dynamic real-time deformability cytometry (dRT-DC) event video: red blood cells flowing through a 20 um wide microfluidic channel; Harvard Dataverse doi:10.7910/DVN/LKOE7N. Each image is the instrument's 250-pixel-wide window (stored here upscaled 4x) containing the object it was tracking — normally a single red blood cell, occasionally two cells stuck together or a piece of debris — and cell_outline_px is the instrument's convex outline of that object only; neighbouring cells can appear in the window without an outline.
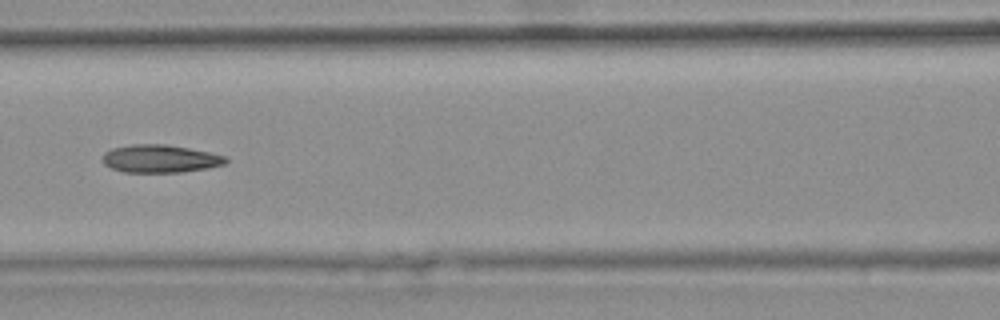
{"species": "common noctule bat (a hibernating species)", "species_latin": "Nyctalus noctula", "temperature_condition": "warm", "stored_images_in_passage": 9, "camera_frame_rate_fps": 3000, "um_per_image_px": 0.085, "animal": {"sex": "female", "body_mass_g": 25.1}, "frame": {"image": 1, "passage_image": 6, "time_ms": 1.667, "image_size_px": [1000, 320], "cell_outline_px": [[228, 160], [224, 164], [208, 168], [180, 172], [124, 172], [112, 168], [104, 164], [104, 152], [112, 148], [132, 144], [164, 144], [188, 148], [208, 152], [224, 156]], "centroid_in_image_um": [13.6, 13.49], "position_along_channel_um": 153.0, "area_um2": 19.77}}
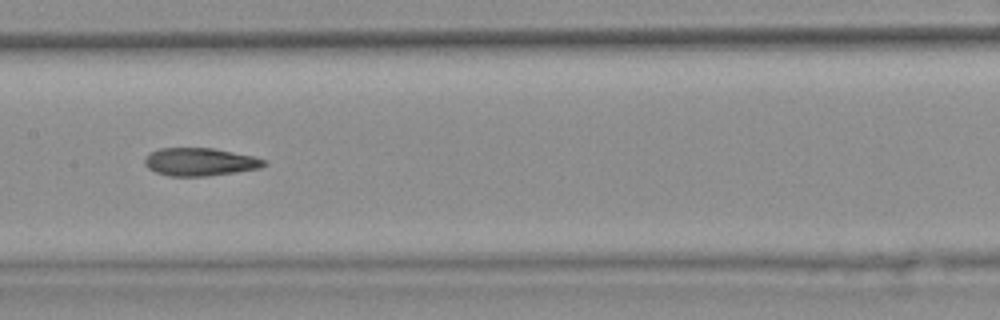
{"frame": {"image": 2, "passage_image": 7, "time_ms": 2.0, "image_size_px": [1000, 320], "cell_outline_px": [[268, 164], [260, 168], [236, 172], [208, 176], [168, 176], [156, 172], [148, 168], [144, 164], [144, 160], [152, 152], [160, 148], [212, 148], [252, 156], [264, 160]], "centroid_in_image_um": [16.99, 13.77], "position_along_channel_um": 190.4, "area_um2": 19.25}}